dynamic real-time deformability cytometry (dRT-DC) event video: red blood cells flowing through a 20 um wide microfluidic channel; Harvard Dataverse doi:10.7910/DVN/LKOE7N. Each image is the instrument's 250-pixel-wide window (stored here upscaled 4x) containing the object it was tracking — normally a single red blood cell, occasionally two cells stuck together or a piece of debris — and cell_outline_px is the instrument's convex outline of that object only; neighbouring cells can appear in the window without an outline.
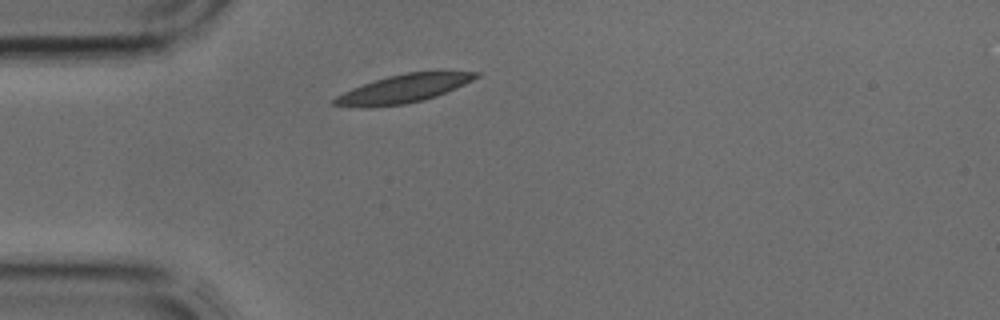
{"species": "common noctule bat (a hibernating species)", "species_latin": "Nyctalus noctula", "temperature_condition": "cold", "stored_images_in_passage": 1, "camera_frame_rate_fps": 3000, "um_per_image_px": 0.085, "animal": {"sex": "male", "body_mass_g": 17.9, "forearm_length_mm": 54.2}, "frame": {"image": 1, "passage_image": 1, "time_ms": 0.0, "image_size_px": [1000, 320], "cell_outline_px": [[484, 72], [480, 76], [456, 88], [436, 96], [424, 100], [404, 104], [364, 108], [332, 104], [332, 100], [336, 96], [352, 88], [388, 76], [408, 72]], "centroid_in_image_um": [34.29, 7.55], "position_along_channel_um": 50.7, "area_um2": 23.0}}